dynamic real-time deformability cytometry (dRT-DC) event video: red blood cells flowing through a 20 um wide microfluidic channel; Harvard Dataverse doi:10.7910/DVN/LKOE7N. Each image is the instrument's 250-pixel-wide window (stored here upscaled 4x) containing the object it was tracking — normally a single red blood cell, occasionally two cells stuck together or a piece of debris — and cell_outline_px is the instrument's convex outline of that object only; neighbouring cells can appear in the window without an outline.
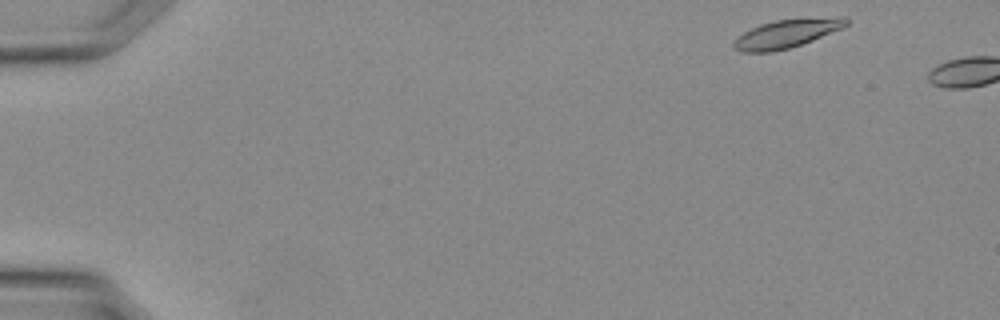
{"species": "Egyptian fruit bat (a non-hibernating species)", "species_latin": "Rousettus aegyptiacus", "temperature_condition": "warm", "stored_images_in_passage": 4, "camera_frame_rate_fps": 3000, "um_per_image_px": 0.085, "animal": {"sex": "female"}, "frame": {"image": 1, "passage_image": 2, "time_ms": 0.333, "image_size_px": [1000, 320], "cell_outline_px": [[848, 24], [840, 28], [812, 40], [788, 48], [772, 52], [740, 52], [732, 48], [732, 44], [744, 32], [760, 24], [776, 20], [844, 16], [848, 16]], "centroid_in_image_um": [66.85, 2.85], "position_along_channel_um": 18.2, "area_um2": 18.32}}